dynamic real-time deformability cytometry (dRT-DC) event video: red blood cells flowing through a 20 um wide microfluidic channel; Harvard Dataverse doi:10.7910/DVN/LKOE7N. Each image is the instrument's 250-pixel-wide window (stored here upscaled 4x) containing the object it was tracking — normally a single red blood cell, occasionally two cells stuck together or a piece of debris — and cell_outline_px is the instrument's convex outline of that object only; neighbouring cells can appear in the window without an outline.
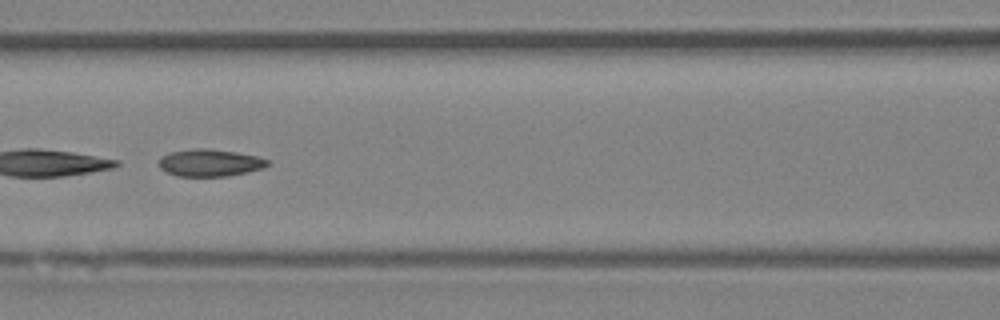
{"species": "Egyptian fruit bat (a non-hibernating species)", "species_latin": "Rousettus aegyptiacus", "temperature_condition": "room temperature", "stored_images_in_passage": 39, "camera_frame_rate_fps": 3000, "um_per_image_px": 0.085, "animal": {"sex": "female"}, "frame": {"image": 1, "passage_image": 23, "time_ms": 7.333, "image_size_px": [1000, 320], "cell_outline_px": [[272, 164], [264, 168], [224, 176], [176, 176], [160, 168], [160, 156], [168, 152], [192, 148], [208, 148], [236, 152], [256, 156], [268, 160]], "centroid_in_image_um": [17.83, 13.82], "position_along_channel_um": 148.8, "area_um2": 17.22}}